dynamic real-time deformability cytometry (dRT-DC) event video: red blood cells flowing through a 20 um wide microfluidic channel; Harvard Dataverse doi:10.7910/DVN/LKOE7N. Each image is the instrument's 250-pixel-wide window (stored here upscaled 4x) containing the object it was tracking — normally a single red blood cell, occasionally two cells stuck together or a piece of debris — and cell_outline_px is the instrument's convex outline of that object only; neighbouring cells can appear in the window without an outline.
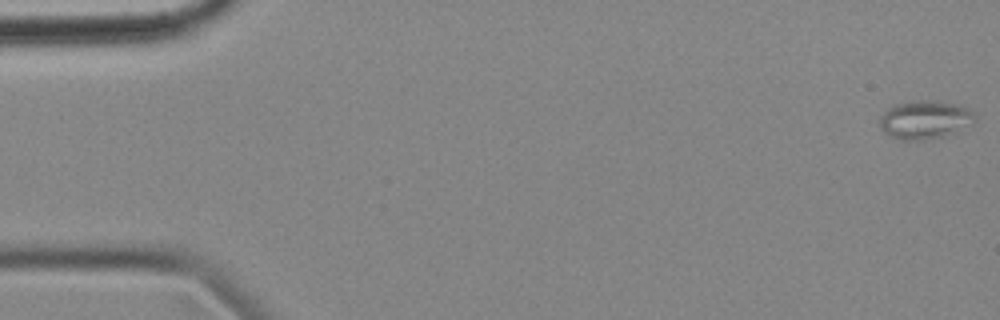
{"species": "common noctule bat (a hibernating species)", "species_latin": "Nyctalus noctula", "temperature_condition": "cold", "stored_images_in_passage": 57, "camera_frame_rate_fps": 3000, "um_per_image_px": 0.085, "animal": {"sex": "female", "body_mass_g": 18.4}, "frame": {"image": 1, "passage_image": 1, "time_ms": 0.0, "image_size_px": [1000, 320], "cell_outline_px": [[976, 120], [972, 124], [956, 132], [944, 136], [924, 140], [900, 140], [884, 132], [880, 128], [880, 116], [888, 108], [896, 104], [916, 100], [940, 100], [956, 104], [968, 108], [976, 112]], "centroid_in_image_um": [78.66, 10.17], "position_along_channel_um": 6.3, "area_um2": 21.62}}
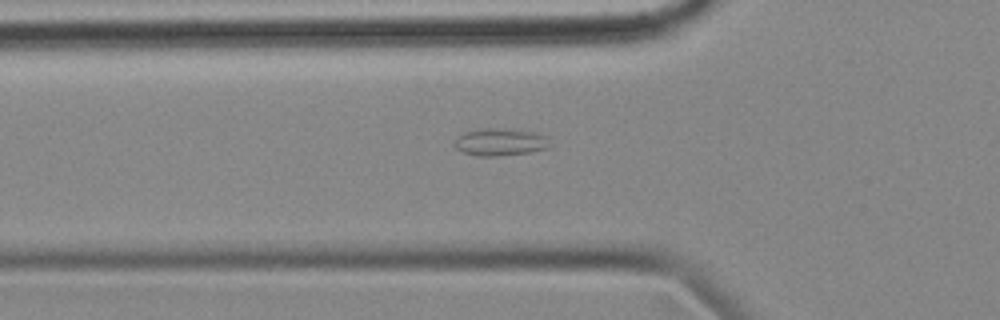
{"frame": {"image": 2, "passage_image": 19, "time_ms": 6.0, "image_size_px": [1000, 320], "cell_outline_px": [[548, 148], [528, 152], [496, 156], [476, 156], [464, 152], [456, 148], [452, 144], [464, 132], [476, 128], [504, 128], [536, 132], [544, 136]], "centroid_in_image_um": [42.44, 12.06], "position_along_channel_um": 83.4, "area_um2": 15.03}}
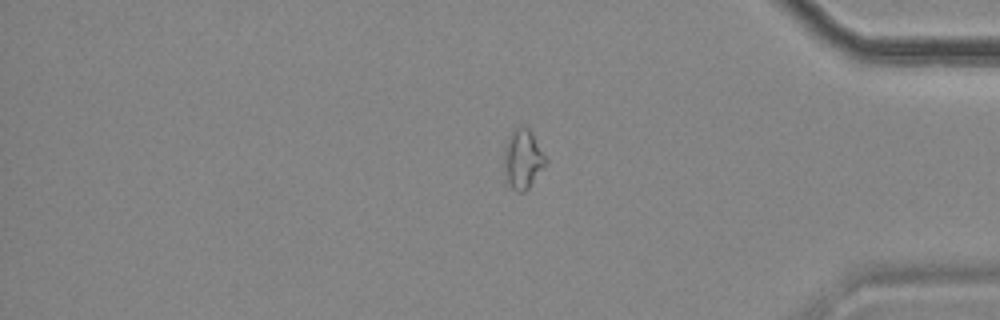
{"frame": {"image": 3, "passage_image": 47, "time_ms": 15.333, "image_size_px": [1000, 320], "cell_outline_px": [[548, 164], [528, 188], [524, 192], [516, 192], [508, 184], [504, 176], [504, 148], [508, 136], [520, 124], [524, 124], [532, 132], [548, 160]], "centroid_in_image_um": [44.45, 13.52], "position_along_channel_um": 390.8, "area_um2": 14.85}, "authors_computed_cell_mechanics": {"area_um2": 14.8546, "velocity_mm_per_s": 3.5562, "shape_relaxation_time_tau1_ms": null, "shape_relaxation_time_tau2_ms": 2.6107, "deformation_change_tau1": null, "deformation_change_tau2": 0.0858}}